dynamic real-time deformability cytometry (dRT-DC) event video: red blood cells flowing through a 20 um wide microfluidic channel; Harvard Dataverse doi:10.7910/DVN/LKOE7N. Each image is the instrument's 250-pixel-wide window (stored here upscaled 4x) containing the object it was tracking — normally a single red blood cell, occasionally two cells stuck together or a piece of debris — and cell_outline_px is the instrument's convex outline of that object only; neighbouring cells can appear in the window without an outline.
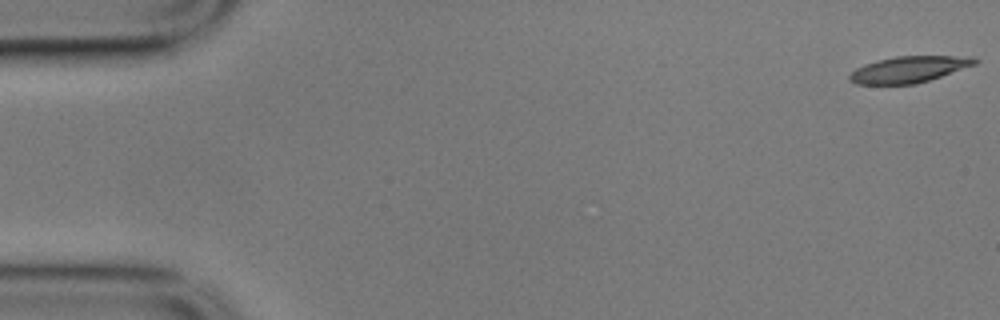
{"species": "common noctule bat (a hibernating species)", "species_latin": "Nyctalus noctula", "temperature_condition": "cold", "stored_images_in_passage": 57, "camera_frame_rate_fps": 3000, "um_per_image_px": 0.085, "animal": {"sex": "male", "body_mass_g": 17.9}, "frame": {"image": 1, "passage_image": 1, "time_ms": 0.0, "image_size_px": [1000, 320], "cell_outline_px": [[980, 60], [976, 64], [916, 84], [856, 84], [848, 80], [848, 76], [856, 68], [864, 64], [896, 56], [972, 56]], "centroid_in_image_um": [77.26, 5.89], "position_along_channel_um": 7.7, "area_um2": 19.07}}
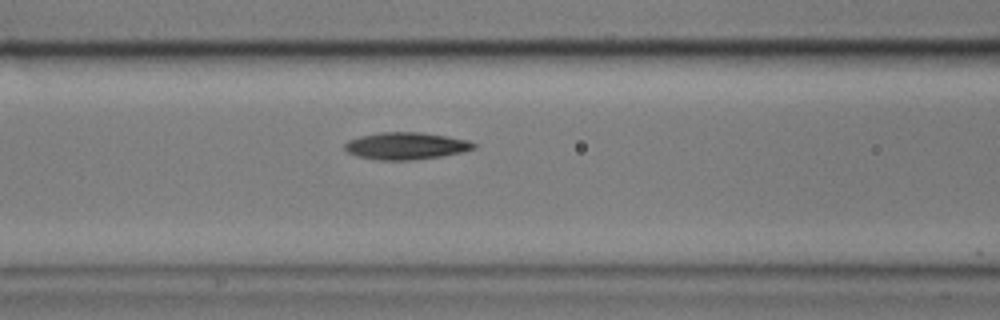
{"frame": {"image": 2, "passage_image": 23, "time_ms": 7.333, "image_size_px": [1000, 320], "cell_outline_px": [[476, 148], [464, 152], [440, 156], [412, 160], [376, 160], [356, 156], [348, 152], [344, 148], [344, 144], [348, 140], [360, 136], [380, 132], [420, 132], [468, 140], [476, 144]], "centroid_in_image_um": [34.49, 12.4], "position_along_channel_um": 132.1, "area_um2": 20.4}}
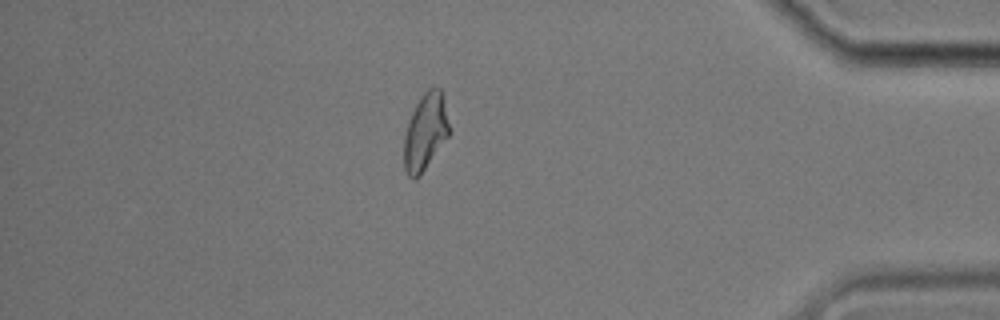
{"frame": {"image": 3, "passage_image": 49, "time_ms": 16.0, "image_size_px": [1000, 320], "cell_outline_px": [[452, 132], [420, 176], [416, 180], [412, 180], [408, 176], [404, 168], [404, 136], [408, 120], [420, 96], [428, 88], [440, 88], [444, 100]], "centroid_in_image_um": [36.17, 11.23], "position_along_channel_um": 399.0, "area_um2": 20.63}, "authors_computed_cell_mechanics": {"area_um2": 20.1722, "velocity_mm_per_s": 3.5064, "shape_relaxation_time_tau1_ms": 3.3673, "shape_relaxation_time_tau2_ms": 9.1918, "deformation_change_tau1": 0.1356, "deformation_change_tau2": 0.1575}}